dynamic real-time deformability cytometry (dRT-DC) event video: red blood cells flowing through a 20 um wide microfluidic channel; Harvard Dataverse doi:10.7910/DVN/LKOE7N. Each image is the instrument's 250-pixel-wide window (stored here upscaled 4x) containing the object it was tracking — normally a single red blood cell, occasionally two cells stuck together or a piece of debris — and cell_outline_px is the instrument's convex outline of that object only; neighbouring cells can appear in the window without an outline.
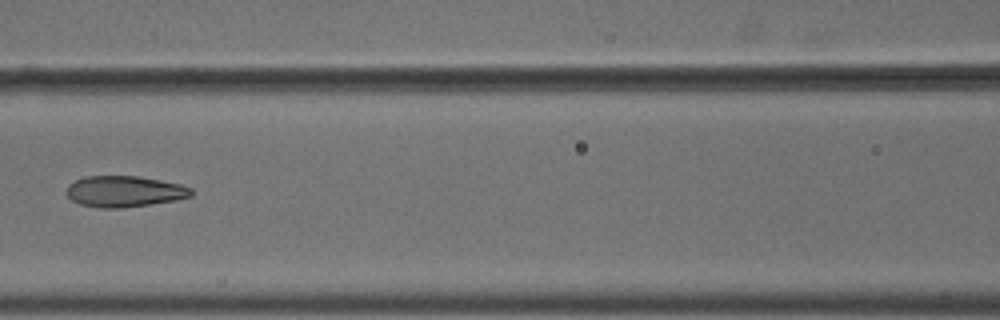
{"species": "common noctule bat (a hibernating species)", "species_latin": "Nyctalus noctula", "temperature_condition": "cold", "stored_images_in_passage": 7, "camera_frame_rate_fps": 3000, "um_per_image_px": 0.085, "animal": {"sex": "male", "body_mass_g": 18.8}, "frame": {"image": 1, "passage_image": 7, "time_ms": 2.0, "image_size_px": [1000, 320], "cell_outline_px": [[192, 196], [176, 200], [120, 208], [100, 208], [80, 204], [72, 200], [64, 192], [68, 184], [84, 176], [136, 176], [160, 180], [180, 184], [192, 188]], "centroid_in_image_um": [10.54, 16.27], "position_along_channel_um": 156.1, "area_um2": 22.6}}